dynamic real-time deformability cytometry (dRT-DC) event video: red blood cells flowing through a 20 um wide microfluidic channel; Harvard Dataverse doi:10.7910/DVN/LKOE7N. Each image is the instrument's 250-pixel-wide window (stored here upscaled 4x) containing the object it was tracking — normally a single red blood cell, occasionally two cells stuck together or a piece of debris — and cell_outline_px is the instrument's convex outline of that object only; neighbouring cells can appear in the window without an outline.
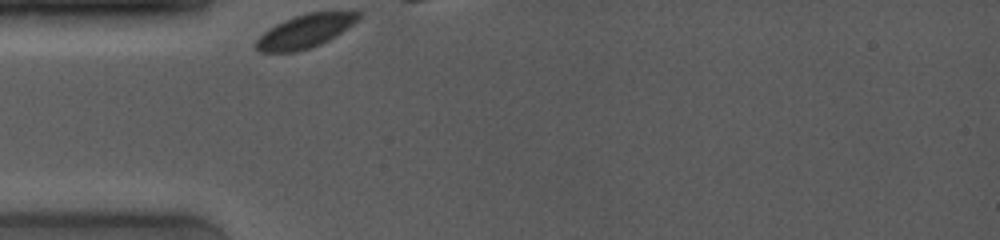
{"species": "common noctule bat (a hibernating species)", "species_latin": "Nyctalus noctula", "temperature_condition": "room temperature", "stored_images_in_passage": 5, "camera_frame_rate_fps": 4000, "um_per_image_px": 0.085, "animal": {"sex": "female", "body_mass_g": 19.0, "forearm_length_mm": 53.3}, "frame": {"image": 1, "passage_image": 1, "time_ms": 0.0, "image_size_px": [1000, 240], "cell_outline_px": [[364, 12], [348, 28], [328, 40], [320, 44], [296, 52], [260, 52], [256, 48], [256, 40], [268, 28], [284, 20], [308, 12]], "centroid_in_image_um": [25.91, 2.65], "position_along_channel_um": 59.1, "area_um2": 19.59}}